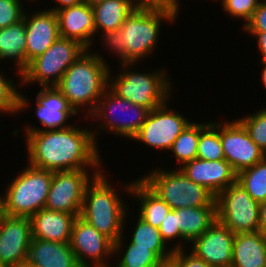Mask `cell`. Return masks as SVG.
I'll return each instance as SVG.
<instances>
[{
	"mask_svg": "<svg viewBox=\"0 0 266 267\" xmlns=\"http://www.w3.org/2000/svg\"><path fill=\"white\" fill-rule=\"evenodd\" d=\"M76 126L27 133L28 164L52 172L91 167L93 173H100L103 161L93 131Z\"/></svg>",
	"mask_w": 266,
	"mask_h": 267,
	"instance_id": "obj_1",
	"label": "cell"
},
{
	"mask_svg": "<svg viewBox=\"0 0 266 267\" xmlns=\"http://www.w3.org/2000/svg\"><path fill=\"white\" fill-rule=\"evenodd\" d=\"M175 19L168 12L133 9L119 30L102 33L103 45L120 57V63L136 64L154 52L162 22L172 24Z\"/></svg>",
	"mask_w": 266,
	"mask_h": 267,
	"instance_id": "obj_2",
	"label": "cell"
},
{
	"mask_svg": "<svg viewBox=\"0 0 266 267\" xmlns=\"http://www.w3.org/2000/svg\"><path fill=\"white\" fill-rule=\"evenodd\" d=\"M104 172L102 170L87 184L80 217L110 238L114 242V254L119 255L126 246L123 244V231L127 205Z\"/></svg>",
	"mask_w": 266,
	"mask_h": 267,
	"instance_id": "obj_3",
	"label": "cell"
},
{
	"mask_svg": "<svg viewBox=\"0 0 266 267\" xmlns=\"http://www.w3.org/2000/svg\"><path fill=\"white\" fill-rule=\"evenodd\" d=\"M103 59V55L87 49L65 71L55 86L77 114L85 107L87 115H91L108 88L110 67Z\"/></svg>",
	"mask_w": 266,
	"mask_h": 267,
	"instance_id": "obj_4",
	"label": "cell"
},
{
	"mask_svg": "<svg viewBox=\"0 0 266 267\" xmlns=\"http://www.w3.org/2000/svg\"><path fill=\"white\" fill-rule=\"evenodd\" d=\"M120 64L123 70L115 78L110 77L111 70L108 75V88L118 97L144 106L150 111L170 101L172 82H169L171 80L167 76V71L157 69L150 73L136 72L135 69H129L136 64Z\"/></svg>",
	"mask_w": 266,
	"mask_h": 267,
	"instance_id": "obj_5",
	"label": "cell"
},
{
	"mask_svg": "<svg viewBox=\"0 0 266 267\" xmlns=\"http://www.w3.org/2000/svg\"><path fill=\"white\" fill-rule=\"evenodd\" d=\"M53 172L27 165L5 190L3 212L7 216L30 217L44 208Z\"/></svg>",
	"mask_w": 266,
	"mask_h": 267,
	"instance_id": "obj_6",
	"label": "cell"
},
{
	"mask_svg": "<svg viewBox=\"0 0 266 267\" xmlns=\"http://www.w3.org/2000/svg\"><path fill=\"white\" fill-rule=\"evenodd\" d=\"M171 170L167 171L163 168L160 170L156 167L155 170L140 179L172 210L216 206L215 196L205 187L190 180L180 168Z\"/></svg>",
	"mask_w": 266,
	"mask_h": 267,
	"instance_id": "obj_7",
	"label": "cell"
},
{
	"mask_svg": "<svg viewBox=\"0 0 266 267\" xmlns=\"http://www.w3.org/2000/svg\"><path fill=\"white\" fill-rule=\"evenodd\" d=\"M87 49L78 41L59 37L43 54L28 63L20 74L21 83H39L40 87L56 86L65 71Z\"/></svg>",
	"mask_w": 266,
	"mask_h": 267,
	"instance_id": "obj_8",
	"label": "cell"
},
{
	"mask_svg": "<svg viewBox=\"0 0 266 267\" xmlns=\"http://www.w3.org/2000/svg\"><path fill=\"white\" fill-rule=\"evenodd\" d=\"M149 111L150 110L144 106L133 104L126 99L118 97L109 88H107L102 94V97L99 99L94 112L90 115L92 120L96 118L97 121L100 119L102 120L100 121L101 123L104 122L102 124L100 123L99 125H95V127H97L95 131H93L94 139H97V129H106L109 132L112 131V133L117 136L119 135L121 137H126V139H132L146 121ZM120 112L126 116H121Z\"/></svg>",
	"mask_w": 266,
	"mask_h": 267,
	"instance_id": "obj_9",
	"label": "cell"
},
{
	"mask_svg": "<svg viewBox=\"0 0 266 267\" xmlns=\"http://www.w3.org/2000/svg\"><path fill=\"white\" fill-rule=\"evenodd\" d=\"M217 220L234 234L256 232L259 228V203L237 181L216 197Z\"/></svg>",
	"mask_w": 266,
	"mask_h": 267,
	"instance_id": "obj_10",
	"label": "cell"
},
{
	"mask_svg": "<svg viewBox=\"0 0 266 267\" xmlns=\"http://www.w3.org/2000/svg\"><path fill=\"white\" fill-rule=\"evenodd\" d=\"M90 169L53 172L44 208L80 216L87 184L98 173Z\"/></svg>",
	"mask_w": 266,
	"mask_h": 267,
	"instance_id": "obj_11",
	"label": "cell"
},
{
	"mask_svg": "<svg viewBox=\"0 0 266 267\" xmlns=\"http://www.w3.org/2000/svg\"><path fill=\"white\" fill-rule=\"evenodd\" d=\"M168 102L149 111L141 129L132 138L143 144L169 151L175 139L182 133L191 120H187L182 113L168 107ZM182 114V115H181Z\"/></svg>",
	"mask_w": 266,
	"mask_h": 267,
	"instance_id": "obj_12",
	"label": "cell"
},
{
	"mask_svg": "<svg viewBox=\"0 0 266 267\" xmlns=\"http://www.w3.org/2000/svg\"><path fill=\"white\" fill-rule=\"evenodd\" d=\"M69 244L80 267H111L107 259L114 255V242L80 216L73 222Z\"/></svg>",
	"mask_w": 266,
	"mask_h": 267,
	"instance_id": "obj_13",
	"label": "cell"
},
{
	"mask_svg": "<svg viewBox=\"0 0 266 267\" xmlns=\"http://www.w3.org/2000/svg\"><path fill=\"white\" fill-rule=\"evenodd\" d=\"M219 134L225 160L236 174L251 168L266 157L265 152L250 138L237 120L219 122Z\"/></svg>",
	"mask_w": 266,
	"mask_h": 267,
	"instance_id": "obj_14",
	"label": "cell"
},
{
	"mask_svg": "<svg viewBox=\"0 0 266 267\" xmlns=\"http://www.w3.org/2000/svg\"><path fill=\"white\" fill-rule=\"evenodd\" d=\"M31 241L29 217L3 215L0 219V267H18L25 263Z\"/></svg>",
	"mask_w": 266,
	"mask_h": 267,
	"instance_id": "obj_15",
	"label": "cell"
},
{
	"mask_svg": "<svg viewBox=\"0 0 266 267\" xmlns=\"http://www.w3.org/2000/svg\"><path fill=\"white\" fill-rule=\"evenodd\" d=\"M234 233L216 220L191 244L190 252L215 267H231Z\"/></svg>",
	"mask_w": 266,
	"mask_h": 267,
	"instance_id": "obj_16",
	"label": "cell"
},
{
	"mask_svg": "<svg viewBox=\"0 0 266 267\" xmlns=\"http://www.w3.org/2000/svg\"><path fill=\"white\" fill-rule=\"evenodd\" d=\"M36 118L44 128H38L33 125H27L25 135L35 131L58 130L70 127L72 124H66L71 116L77 115L70 106L68 100L55 87H42L36 95Z\"/></svg>",
	"mask_w": 266,
	"mask_h": 267,
	"instance_id": "obj_17",
	"label": "cell"
},
{
	"mask_svg": "<svg viewBox=\"0 0 266 267\" xmlns=\"http://www.w3.org/2000/svg\"><path fill=\"white\" fill-rule=\"evenodd\" d=\"M31 14L26 12L23 20L26 27V67L34 58L43 54L59 37L56 12L47 9Z\"/></svg>",
	"mask_w": 266,
	"mask_h": 267,
	"instance_id": "obj_18",
	"label": "cell"
},
{
	"mask_svg": "<svg viewBox=\"0 0 266 267\" xmlns=\"http://www.w3.org/2000/svg\"><path fill=\"white\" fill-rule=\"evenodd\" d=\"M180 169L190 180L205 187L215 197L237 181V174L225 159L207 161L196 158Z\"/></svg>",
	"mask_w": 266,
	"mask_h": 267,
	"instance_id": "obj_19",
	"label": "cell"
},
{
	"mask_svg": "<svg viewBox=\"0 0 266 267\" xmlns=\"http://www.w3.org/2000/svg\"><path fill=\"white\" fill-rule=\"evenodd\" d=\"M56 15L60 37L76 40L86 49L92 47L96 36L92 6L81 2L56 11Z\"/></svg>",
	"mask_w": 266,
	"mask_h": 267,
	"instance_id": "obj_20",
	"label": "cell"
},
{
	"mask_svg": "<svg viewBox=\"0 0 266 267\" xmlns=\"http://www.w3.org/2000/svg\"><path fill=\"white\" fill-rule=\"evenodd\" d=\"M75 218L74 214L43 208L29 217L32 238L69 243Z\"/></svg>",
	"mask_w": 266,
	"mask_h": 267,
	"instance_id": "obj_21",
	"label": "cell"
},
{
	"mask_svg": "<svg viewBox=\"0 0 266 267\" xmlns=\"http://www.w3.org/2000/svg\"><path fill=\"white\" fill-rule=\"evenodd\" d=\"M35 267H80L69 243L32 238L27 261Z\"/></svg>",
	"mask_w": 266,
	"mask_h": 267,
	"instance_id": "obj_22",
	"label": "cell"
},
{
	"mask_svg": "<svg viewBox=\"0 0 266 267\" xmlns=\"http://www.w3.org/2000/svg\"><path fill=\"white\" fill-rule=\"evenodd\" d=\"M231 267H266V236L260 231L236 233Z\"/></svg>",
	"mask_w": 266,
	"mask_h": 267,
	"instance_id": "obj_23",
	"label": "cell"
},
{
	"mask_svg": "<svg viewBox=\"0 0 266 267\" xmlns=\"http://www.w3.org/2000/svg\"><path fill=\"white\" fill-rule=\"evenodd\" d=\"M124 190L130 192L132 196L140 201L138 216L155 228H159L170 206L154 193L141 179L134 180L124 186Z\"/></svg>",
	"mask_w": 266,
	"mask_h": 267,
	"instance_id": "obj_24",
	"label": "cell"
},
{
	"mask_svg": "<svg viewBox=\"0 0 266 267\" xmlns=\"http://www.w3.org/2000/svg\"><path fill=\"white\" fill-rule=\"evenodd\" d=\"M217 220L216 206H200L177 209V226L183 242L200 237Z\"/></svg>",
	"mask_w": 266,
	"mask_h": 267,
	"instance_id": "obj_25",
	"label": "cell"
},
{
	"mask_svg": "<svg viewBox=\"0 0 266 267\" xmlns=\"http://www.w3.org/2000/svg\"><path fill=\"white\" fill-rule=\"evenodd\" d=\"M26 47L24 20L0 29V60H15L18 75L26 69Z\"/></svg>",
	"mask_w": 266,
	"mask_h": 267,
	"instance_id": "obj_26",
	"label": "cell"
},
{
	"mask_svg": "<svg viewBox=\"0 0 266 267\" xmlns=\"http://www.w3.org/2000/svg\"><path fill=\"white\" fill-rule=\"evenodd\" d=\"M96 33L119 30L133 11L130 0H104L92 6Z\"/></svg>",
	"mask_w": 266,
	"mask_h": 267,
	"instance_id": "obj_27",
	"label": "cell"
},
{
	"mask_svg": "<svg viewBox=\"0 0 266 267\" xmlns=\"http://www.w3.org/2000/svg\"><path fill=\"white\" fill-rule=\"evenodd\" d=\"M137 218L136 227L129 239L135 244V247L149 248L168 264L174 250L167 249L168 245L162 239L158 228L153 227L139 216Z\"/></svg>",
	"mask_w": 266,
	"mask_h": 267,
	"instance_id": "obj_28",
	"label": "cell"
},
{
	"mask_svg": "<svg viewBox=\"0 0 266 267\" xmlns=\"http://www.w3.org/2000/svg\"><path fill=\"white\" fill-rule=\"evenodd\" d=\"M200 138V122H190L182 133L175 139L169 151L173 152L177 167L197 158L198 142Z\"/></svg>",
	"mask_w": 266,
	"mask_h": 267,
	"instance_id": "obj_29",
	"label": "cell"
},
{
	"mask_svg": "<svg viewBox=\"0 0 266 267\" xmlns=\"http://www.w3.org/2000/svg\"><path fill=\"white\" fill-rule=\"evenodd\" d=\"M197 158L207 161L225 159L219 134V121L200 122Z\"/></svg>",
	"mask_w": 266,
	"mask_h": 267,
	"instance_id": "obj_30",
	"label": "cell"
},
{
	"mask_svg": "<svg viewBox=\"0 0 266 267\" xmlns=\"http://www.w3.org/2000/svg\"><path fill=\"white\" fill-rule=\"evenodd\" d=\"M237 182L257 202L266 200V157L251 168L237 174Z\"/></svg>",
	"mask_w": 266,
	"mask_h": 267,
	"instance_id": "obj_31",
	"label": "cell"
},
{
	"mask_svg": "<svg viewBox=\"0 0 266 267\" xmlns=\"http://www.w3.org/2000/svg\"><path fill=\"white\" fill-rule=\"evenodd\" d=\"M125 247L121 260L112 267H163L166 263L149 248L135 247L130 240ZM127 248V249H126Z\"/></svg>",
	"mask_w": 266,
	"mask_h": 267,
	"instance_id": "obj_32",
	"label": "cell"
},
{
	"mask_svg": "<svg viewBox=\"0 0 266 267\" xmlns=\"http://www.w3.org/2000/svg\"><path fill=\"white\" fill-rule=\"evenodd\" d=\"M12 80L14 79H6L4 74H0V113L8 112L11 113L10 115H16L17 112L29 107L28 104L30 103L28 101L30 100L16 89L17 87Z\"/></svg>",
	"mask_w": 266,
	"mask_h": 267,
	"instance_id": "obj_33",
	"label": "cell"
},
{
	"mask_svg": "<svg viewBox=\"0 0 266 267\" xmlns=\"http://www.w3.org/2000/svg\"><path fill=\"white\" fill-rule=\"evenodd\" d=\"M247 130L250 138L266 154V107L259 112L237 119Z\"/></svg>",
	"mask_w": 266,
	"mask_h": 267,
	"instance_id": "obj_34",
	"label": "cell"
},
{
	"mask_svg": "<svg viewBox=\"0 0 266 267\" xmlns=\"http://www.w3.org/2000/svg\"><path fill=\"white\" fill-rule=\"evenodd\" d=\"M261 0H222L224 11L230 17L242 19L245 24L250 20L252 14Z\"/></svg>",
	"mask_w": 266,
	"mask_h": 267,
	"instance_id": "obj_35",
	"label": "cell"
},
{
	"mask_svg": "<svg viewBox=\"0 0 266 267\" xmlns=\"http://www.w3.org/2000/svg\"><path fill=\"white\" fill-rule=\"evenodd\" d=\"M21 0H0V29L23 20L25 9Z\"/></svg>",
	"mask_w": 266,
	"mask_h": 267,
	"instance_id": "obj_36",
	"label": "cell"
},
{
	"mask_svg": "<svg viewBox=\"0 0 266 267\" xmlns=\"http://www.w3.org/2000/svg\"><path fill=\"white\" fill-rule=\"evenodd\" d=\"M158 230L166 244H168V241L170 242V240H173L174 242L176 238H179L180 242L173 244L174 246L171 247V249L178 250L183 248L184 244L181 243V240L183 241V237L179 231V227L177 226V209H171L167 213Z\"/></svg>",
	"mask_w": 266,
	"mask_h": 267,
	"instance_id": "obj_37",
	"label": "cell"
},
{
	"mask_svg": "<svg viewBox=\"0 0 266 267\" xmlns=\"http://www.w3.org/2000/svg\"><path fill=\"white\" fill-rule=\"evenodd\" d=\"M133 9L163 11L179 15V0H130Z\"/></svg>",
	"mask_w": 266,
	"mask_h": 267,
	"instance_id": "obj_38",
	"label": "cell"
},
{
	"mask_svg": "<svg viewBox=\"0 0 266 267\" xmlns=\"http://www.w3.org/2000/svg\"><path fill=\"white\" fill-rule=\"evenodd\" d=\"M185 248L174 250L170 257L169 264L172 267H215L207 264L194 253H184Z\"/></svg>",
	"mask_w": 266,
	"mask_h": 267,
	"instance_id": "obj_39",
	"label": "cell"
},
{
	"mask_svg": "<svg viewBox=\"0 0 266 267\" xmlns=\"http://www.w3.org/2000/svg\"><path fill=\"white\" fill-rule=\"evenodd\" d=\"M245 32H266V0L259 2L250 20L244 24Z\"/></svg>",
	"mask_w": 266,
	"mask_h": 267,
	"instance_id": "obj_40",
	"label": "cell"
},
{
	"mask_svg": "<svg viewBox=\"0 0 266 267\" xmlns=\"http://www.w3.org/2000/svg\"><path fill=\"white\" fill-rule=\"evenodd\" d=\"M257 39V48L259 49L261 61H266V32H246Z\"/></svg>",
	"mask_w": 266,
	"mask_h": 267,
	"instance_id": "obj_41",
	"label": "cell"
},
{
	"mask_svg": "<svg viewBox=\"0 0 266 267\" xmlns=\"http://www.w3.org/2000/svg\"><path fill=\"white\" fill-rule=\"evenodd\" d=\"M263 235L266 236V200L259 204V228Z\"/></svg>",
	"mask_w": 266,
	"mask_h": 267,
	"instance_id": "obj_42",
	"label": "cell"
},
{
	"mask_svg": "<svg viewBox=\"0 0 266 267\" xmlns=\"http://www.w3.org/2000/svg\"><path fill=\"white\" fill-rule=\"evenodd\" d=\"M58 3V6H54L53 8H49L50 10L56 12L62 8L78 5L82 0H55Z\"/></svg>",
	"mask_w": 266,
	"mask_h": 267,
	"instance_id": "obj_43",
	"label": "cell"
},
{
	"mask_svg": "<svg viewBox=\"0 0 266 267\" xmlns=\"http://www.w3.org/2000/svg\"><path fill=\"white\" fill-rule=\"evenodd\" d=\"M261 65L262 66H264V68H262L263 70H262V76H261V78H262V82H263V85L265 86V88H266V61H261Z\"/></svg>",
	"mask_w": 266,
	"mask_h": 267,
	"instance_id": "obj_44",
	"label": "cell"
},
{
	"mask_svg": "<svg viewBox=\"0 0 266 267\" xmlns=\"http://www.w3.org/2000/svg\"><path fill=\"white\" fill-rule=\"evenodd\" d=\"M82 1L87 3L90 6H93L94 4H97V3L102 2L104 0H82Z\"/></svg>",
	"mask_w": 266,
	"mask_h": 267,
	"instance_id": "obj_45",
	"label": "cell"
},
{
	"mask_svg": "<svg viewBox=\"0 0 266 267\" xmlns=\"http://www.w3.org/2000/svg\"><path fill=\"white\" fill-rule=\"evenodd\" d=\"M4 215V212H3V198L2 196L0 195V219L1 217Z\"/></svg>",
	"mask_w": 266,
	"mask_h": 267,
	"instance_id": "obj_46",
	"label": "cell"
},
{
	"mask_svg": "<svg viewBox=\"0 0 266 267\" xmlns=\"http://www.w3.org/2000/svg\"><path fill=\"white\" fill-rule=\"evenodd\" d=\"M18 267H35V266H32L31 264H29L28 262H25L23 264H21L20 266Z\"/></svg>",
	"mask_w": 266,
	"mask_h": 267,
	"instance_id": "obj_47",
	"label": "cell"
},
{
	"mask_svg": "<svg viewBox=\"0 0 266 267\" xmlns=\"http://www.w3.org/2000/svg\"><path fill=\"white\" fill-rule=\"evenodd\" d=\"M163 267H172L169 263L165 264Z\"/></svg>",
	"mask_w": 266,
	"mask_h": 267,
	"instance_id": "obj_48",
	"label": "cell"
}]
</instances>
